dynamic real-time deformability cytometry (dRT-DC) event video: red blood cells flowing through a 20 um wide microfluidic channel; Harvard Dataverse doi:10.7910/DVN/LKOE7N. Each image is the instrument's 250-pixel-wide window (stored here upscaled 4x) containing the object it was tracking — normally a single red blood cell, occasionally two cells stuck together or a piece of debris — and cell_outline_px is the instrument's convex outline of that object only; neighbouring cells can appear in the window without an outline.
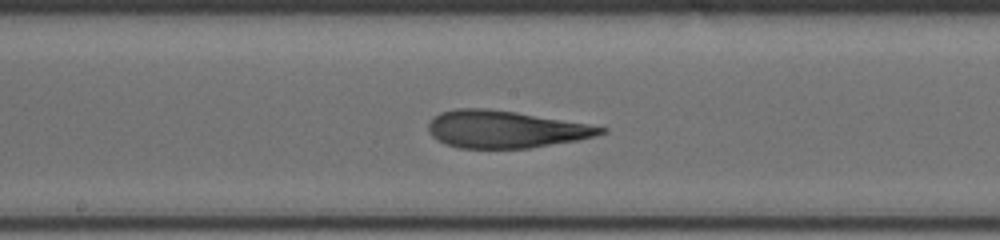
{"species": "human", "species_latin": "Homo sapiens", "temperature_condition": "cold", "stored_images_in_passage": 14, "segment_of_instrument_passage": [1, 2], "camera_frame_rate_fps": 3000, "um_per_image_px": 0.085, "donor": {"sex": "male"}, "frame": {"image": 1, "passage_image": 12, "time_ms": 6.667, "image_size_px": [1000, 240], "cell_outline_px": [[608, 132], [596, 136], [580, 140], [528, 148], [460, 148], [444, 144], [436, 140], [428, 132], [428, 124], [432, 116], [440, 112], [456, 108], [484, 108], [516, 112], [588, 124], [608, 128]], "centroid_in_image_um": [42.93, 10.99], "position_along_channel_um": 205.3, "area_um2": 37.69}}